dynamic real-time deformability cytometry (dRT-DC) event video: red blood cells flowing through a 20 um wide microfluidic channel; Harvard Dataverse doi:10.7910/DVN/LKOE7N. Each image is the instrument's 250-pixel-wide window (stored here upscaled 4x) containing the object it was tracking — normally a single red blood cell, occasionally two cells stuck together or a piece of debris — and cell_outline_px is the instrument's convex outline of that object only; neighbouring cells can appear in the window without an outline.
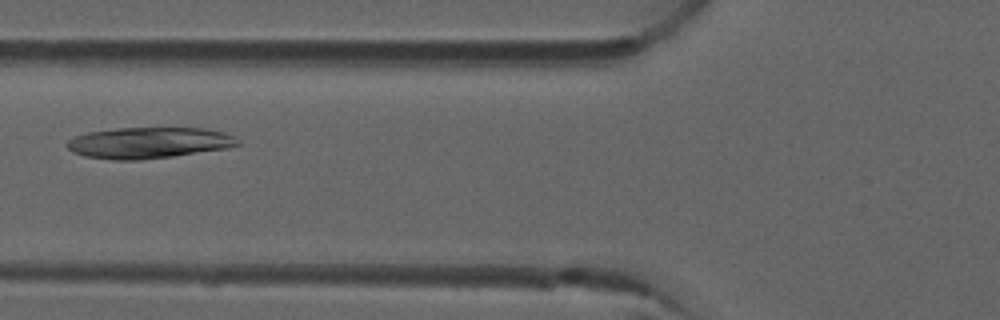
{"species": "common noctule bat (a hibernating species)", "species_latin": "Nyctalus noctula", "temperature_condition": "room temperature", "stored_images_in_passage": 6, "camera_frame_rate_fps": 3000, "um_per_image_px": 0.085, "animal": {"sex": "male", "forearm_length_mm": 52.5}, "frame": {"image": 1, "passage_image": 6, "time_ms": 1.667, "image_size_px": [1000, 320], "cell_outline_px": [[240, 144], [228, 148], [172, 156], [136, 160], [112, 160], [84, 156], [72, 152], [64, 144], [72, 136], [88, 132], [120, 128], [204, 128], [224, 132], [240, 140]], "centroid_in_image_um": [12.61, 12.14], "position_along_channel_um": 113.2, "area_um2": 31.04}}